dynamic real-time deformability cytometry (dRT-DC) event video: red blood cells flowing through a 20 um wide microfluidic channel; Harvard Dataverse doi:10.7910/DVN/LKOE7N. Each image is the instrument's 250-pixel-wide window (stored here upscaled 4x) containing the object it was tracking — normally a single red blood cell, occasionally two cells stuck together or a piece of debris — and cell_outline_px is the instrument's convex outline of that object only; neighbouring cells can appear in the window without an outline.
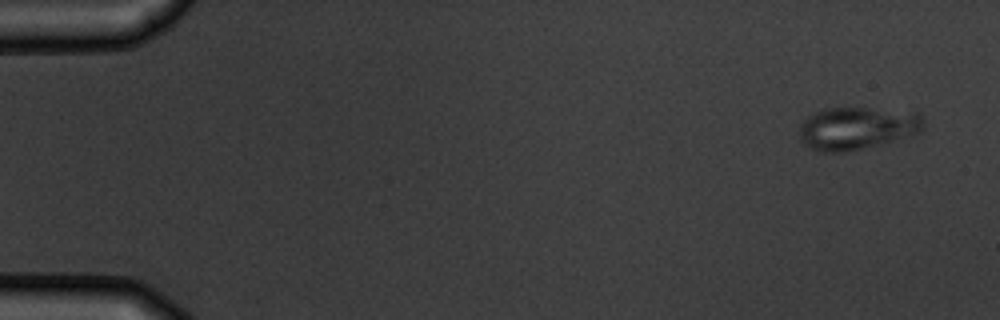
{"species": "common noctule bat (a hibernating species)", "species_latin": "Nyctalus noctula", "temperature_condition": "warm", "stored_images_in_passage": 4, "camera_frame_rate_fps": 3000, "um_per_image_px": 0.085, "animal": {"sex": "male", "body_mass_g": 19.5, "forearm_length_mm": 54.6}, "frame": {"image": 1, "passage_image": 1, "time_ms": 0.0, "image_size_px": [1000, 320], "cell_outline_px": [[924, 128], [920, 132], [892, 140], [844, 152], [820, 152], [804, 144], [800, 140], [800, 124], [808, 116], [816, 112], [828, 108], [868, 108], [916, 112], [924, 116]], "centroid_in_image_um": [72.84, 10.88], "position_along_channel_um": 12.2, "area_um2": 30.46}}